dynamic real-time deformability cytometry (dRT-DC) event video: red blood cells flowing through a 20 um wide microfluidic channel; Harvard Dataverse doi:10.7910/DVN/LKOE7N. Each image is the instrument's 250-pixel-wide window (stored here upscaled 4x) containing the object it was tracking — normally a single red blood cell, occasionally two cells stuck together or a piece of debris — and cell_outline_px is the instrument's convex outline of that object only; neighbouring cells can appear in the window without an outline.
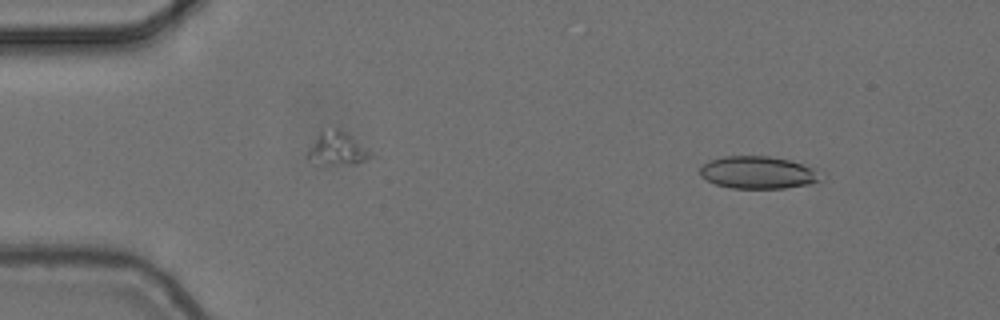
{"species": "common noctule bat (a hibernating species)", "species_latin": "Nyctalus noctula", "temperature_condition": "cold", "stored_images_in_passage": 4, "camera_frame_rate_fps": 3000, "um_per_image_px": 0.085, "animal": {"sex": "female", "body_mass_g": 24.6, "forearm_length_mm": 56.2}, "frame": {"image": 1, "passage_image": 1, "time_ms": 0.0, "image_size_px": [1000, 320], "cell_outline_px": [[820, 180], [812, 184], [784, 188], [732, 188], [716, 184], [700, 176], [700, 168], [708, 160], [724, 156], [768, 156], [792, 160], [816, 168]], "centroid_in_image_um": [64.44, 14.65], "position_along_channel_um": 20.6, "area_um2": 22.89}}
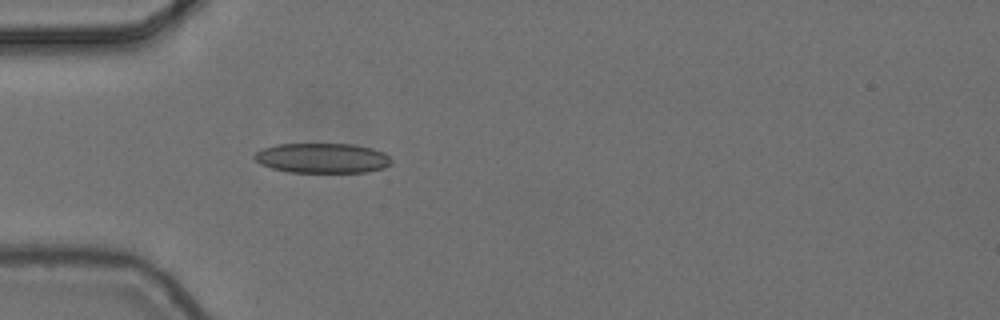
{"frame": {"image": 2, "passage_image": 4, "time_ms": 1.0, "image_size_px": [1000, 320], "cell_outline_px": [[392, 164], [384, 168], [364, 172], [288, 172], [272, 168], [260, 164], [252, 156], [256, 152], [264, 148], [276, 144], [356, 144], [372, 148], [384, 152], [392, 160]], "centroid_in_image_um": [27.41, 13.43], "position_along_channel_um": 57.6, "area_um2": 23.99}}